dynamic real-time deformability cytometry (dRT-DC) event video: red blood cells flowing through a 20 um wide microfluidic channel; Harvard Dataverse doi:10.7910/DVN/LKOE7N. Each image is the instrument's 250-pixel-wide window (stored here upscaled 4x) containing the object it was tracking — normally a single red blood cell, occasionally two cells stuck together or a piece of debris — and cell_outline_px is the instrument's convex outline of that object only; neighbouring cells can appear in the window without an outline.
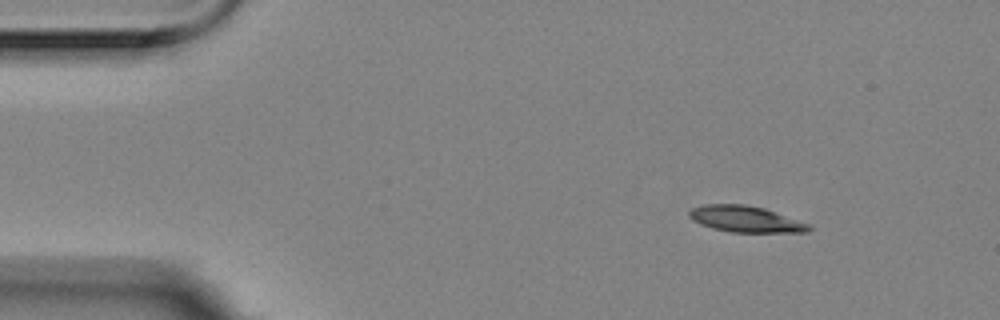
{"species": "Egyptian fruit bat (a non-hibernating species)", "species_latin": "Rousettus aegyptiacus", "temperature_condition": "room temperature", "stored_images_in_passage": 7, "camera_frame_rate_fps": 3000, "um_per_image_px": 0.085, "animal": {"sex": "female"}, "frame": {"image": 1, "passage_image": 1, "time_ms": 0.0, "image_size_px": [1000, 320], "cell_outline_px": [[812, 228], [808, 232], [732, 232], [712, 228], [700, 224], [692, 220], [688, 216], [688, 212], [692, 208], [704, 204], [744, 204], [764, 208], [812, 224]], "centroid_in_image_um": [63.39, 18.62], "position_along_channel_um": 21.6, "area_um2": 18.44}}
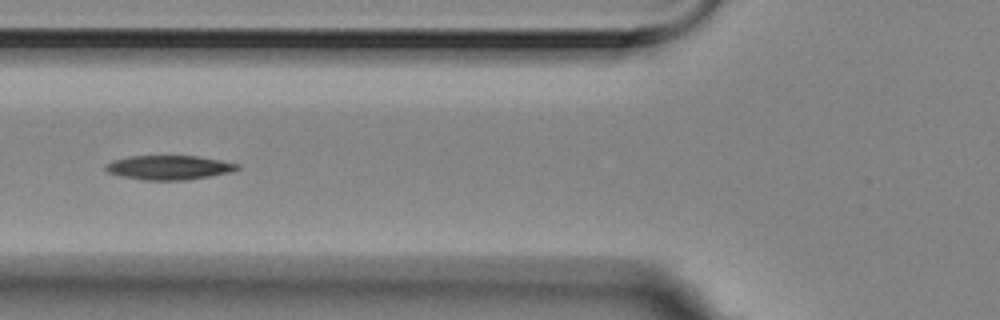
{"frame": {"image": 2, "passage_image": 5, "time_ms": 1.333, "image_size_px": [1000, 320], "cell_outline_px": [[240, 168], [232, 172], [184, 180], [144, 180], [120, 176], [108, 172], [104, 168], [104, 164], [112, 160], [132, 156], [196, 156], [220, 160], [240, 164]], "centroid_in_image_um": [14.34, 14.24], "position_along_channel_um": 111.5, "area_um2": 18.61}}
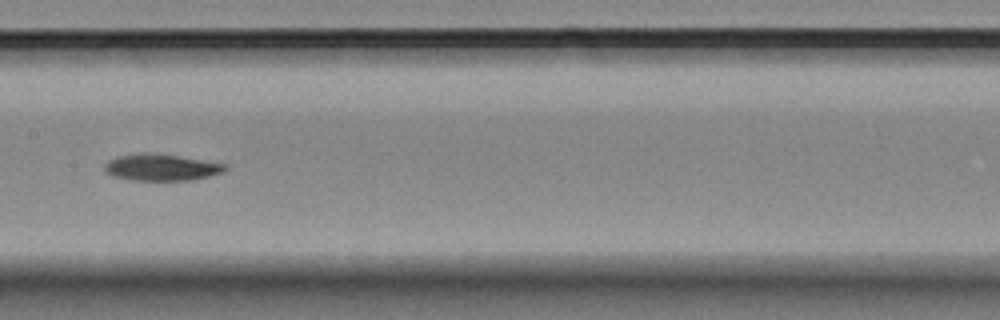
{"frame": {"image": 3, "passage_image": 7, "time_ms": 2.0, "image_size_px": [1000, 320], "cell_outline_px": [[228, 168], [224, 172], [208, 176], [188, 180], [132, 180], [112, 176], [104, 168], [104, 164], [108, 160], [120, 156], [144, 152], [176, 156], [224, 164]], "centroid_in_image_um": [13.67, 14.23], "position_along_channel_um": 193.7, "area_um2": 18.26}}